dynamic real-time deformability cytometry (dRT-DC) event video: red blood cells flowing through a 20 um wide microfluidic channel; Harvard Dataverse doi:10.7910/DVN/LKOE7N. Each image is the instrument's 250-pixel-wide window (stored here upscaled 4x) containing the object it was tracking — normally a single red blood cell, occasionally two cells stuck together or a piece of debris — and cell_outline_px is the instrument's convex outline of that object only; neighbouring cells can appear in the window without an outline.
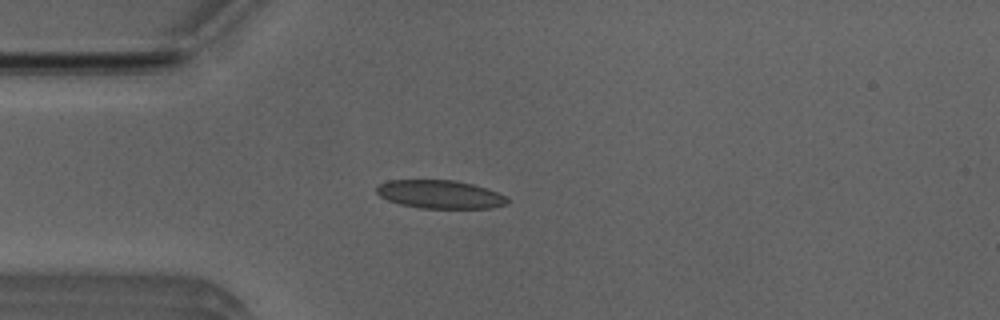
{"species": "Egyptian fruit bat (a non-hibernating species)", "species_latin": "Rousettus aegyptiacus", "temperature_condition": "room temperature", "stored_images_in_passage": 39, "camera_frame_rate_fps": 3000, "um_per_image_px": 0.085, "animal": {"sex": "male"}, "frame": {"image": 1, "passage_image": 2, "time_ms": 0.333, "image_size_px": [1000, 320], "cell_outline_px": [[508, 204], [492, 208], [420, 208], [400, 204], [388, 200], [380, 196], [376, 192], [376, 188], [380, 184], [388, 180], [452, 180], [472, 184], [496, 192], [504, 196], [508, 200]], "centroid_in_image_um": [37.37, 16.52], "position_along_channel_um": 47.6, "area_um2": 21.39}}
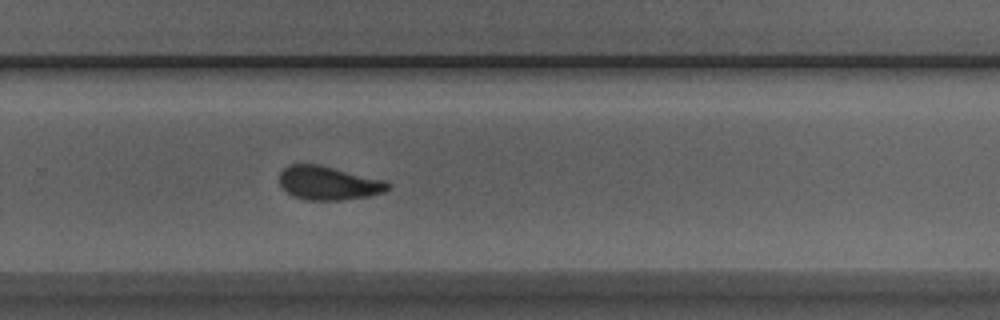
{"frame": {"image": 2, "passage_image": 22, "time_ms": 7.0, "image_size_px": [1000, 320], "cell_outline_px": [[392, 184], [384, 192], [368, 196], [340, 200], [304, 200], [292, 196], [280, 184], [280, 172], [284, 168], [292, 164], [320, 164], [388, 180]], "centroid_in_image_um": [27.97, 15.55], "position_along_channel_um": 301.8, "area_um2": 21.56}}
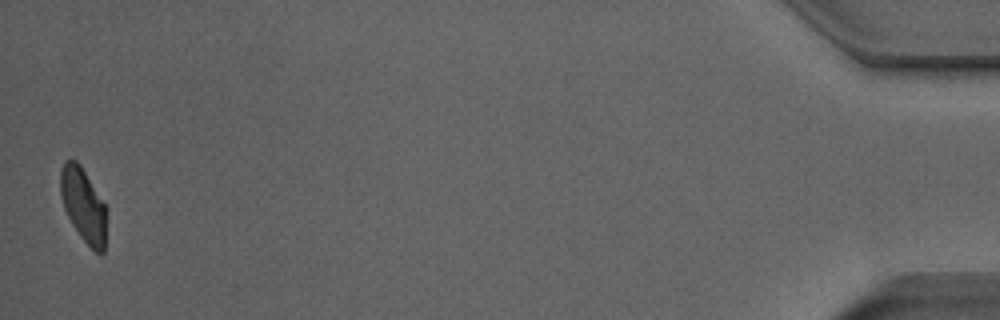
{"frame": {"image": 3, "passage_image": 39, "time_ms": 12.667, "image_size_px": [1000, 320], "cell_outline_px": [[104, 252], [100, 256], [80, 236], [72, 224], [64, 208], [60, 196], [60, 168], [64, 160], [76, 160], [80, 164], [104, 204]], "centroid_in_image_um": [7.03, 17.39], "position_along_channel_um": 428.2, "area_um2": 19.31}, "authors_computed_cell_mechanics": {"area_um2": 21.5016, "velocity_mm_per_s": 3.9978, "shape_relaxation_time_tau1_ms": 3.2178, "shape_relaxation_time_tau2_ms": 1.4703, "deformation_change_tau1": 0.1095, "deformation_change_tau2": 0.0723}}